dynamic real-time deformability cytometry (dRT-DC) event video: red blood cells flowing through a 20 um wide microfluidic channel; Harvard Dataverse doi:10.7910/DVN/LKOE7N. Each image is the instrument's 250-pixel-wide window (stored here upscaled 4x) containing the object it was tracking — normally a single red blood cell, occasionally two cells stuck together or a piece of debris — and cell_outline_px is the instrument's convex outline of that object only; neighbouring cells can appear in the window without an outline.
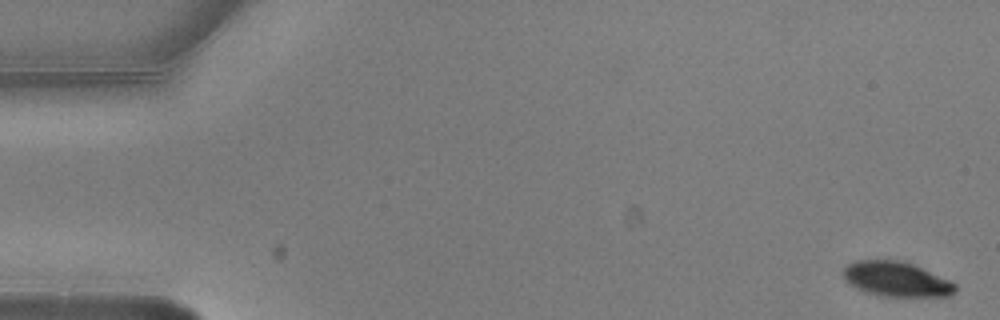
{"species": "common noctule bat (a hibernating species)", "species_latin": "Nyctalus noctula", "temperature_condition": "warm", "stored_images_in_passage": 5, "camera_frame_rate_fps": 3000, "um_per_image_px": 0.085, "animal": {"sex": "male", "body_mass_g": 20.5, "forearm_length_mm": 52.5}, "frame": {"image": 1, "passage_image": 1, "time_ms": 0.0, "image_size_px": [1000, 320], "cell_outline_px": [[956, 292], [948, 296], [880, 296], [856, 288], [844, 276], [844, 268], [848, 264], [856, 260], [900, 260], [912, 264], [948, 280], [956, 284]], "centroid_in_image_um": [76.2, 23.73], "position_along_channel_um": 8.8, "area_um2": 22.25}}
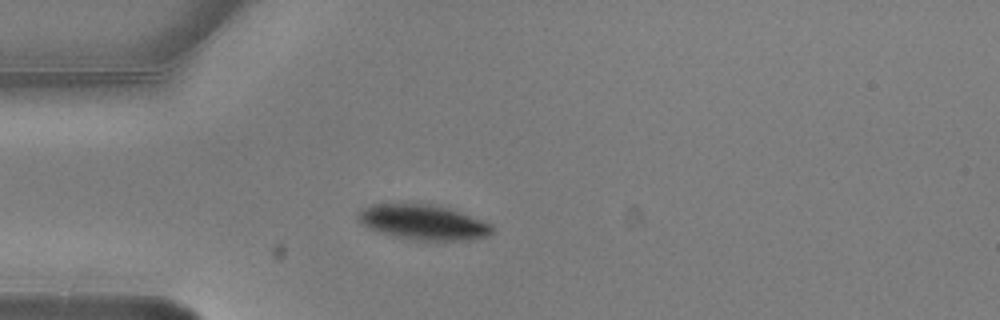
{"frame": {"image": 2, "passage_image": 5, "time_ms": 1.333, "image_size_px": [1000, 320], "cell_outline_px": [[492, 232], [488, 236], [472, 240], [412, 240], [380, 232], [360, 224], [356, 220], [356, 216], [364, 208], [372, 204], [428, 204], [460, 212], [492, 224]], "centroid_in_image_um": [35.96, 18.9], "position_along_channel_um": 49.0, "area_um2": 27.05}}